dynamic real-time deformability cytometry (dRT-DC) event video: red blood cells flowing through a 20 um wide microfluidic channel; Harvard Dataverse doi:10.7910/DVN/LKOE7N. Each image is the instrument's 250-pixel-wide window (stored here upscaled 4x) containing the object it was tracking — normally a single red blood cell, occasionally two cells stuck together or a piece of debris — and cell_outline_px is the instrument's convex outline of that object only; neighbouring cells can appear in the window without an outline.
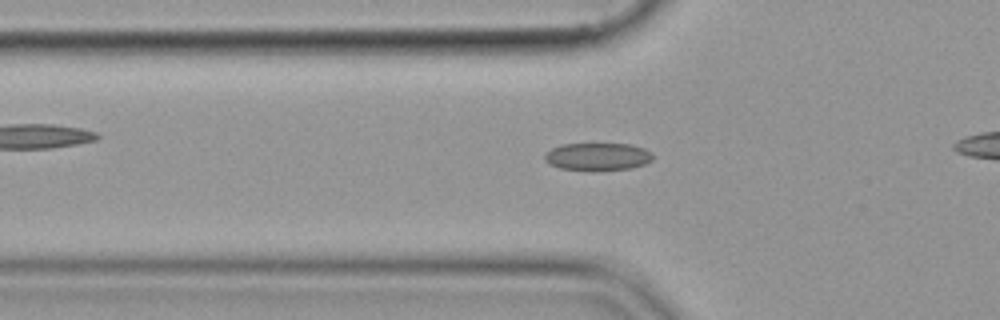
{"species": "common noctule bat (a hibernating species)", "species_latin": "Nyctalus noctula", "temperature_condition": "cold", "stored_images_in_passage": 47, "camera_frame_rate_fps": 3000, "um_per_image_px": 0.085, "animal": {"sex": "female", "body_mass_g": 19.9}, "frame": {"image": 1, "passage_image": 18, "time_ms": 5.667, "image_size_px": [1000, 320], "cell_outline_px": [[652, 160], [644, 164], [632, 168], [560, 168], [548, 164], [544, 160], [544, 156], [552, 148], [560, 144], [628, 144], [644, 148], [652, 152]], "centroid_in_image_um": [50.8, 13.27], "position_along_channel_um": 75.0, "area_um2": 16.7}}
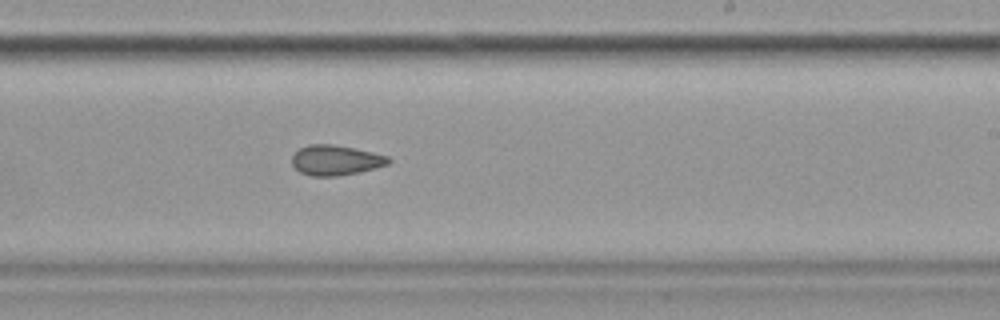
{"frame": {"image": 2, "passage_image": 33, "time_ms": 10.667, "image_size_px": [1000, 320], "cell_outline_px": [[392, 160], [388, 164], [376, 168], [360, 172], [340, 176], [312, 176], [300, 172], [292, 164], [292, 156], [300, 148], [308, 144], [332, 144], [372, 152], [388, 156]], "centroid_in_image_um": [28.54, 13.62], "position_along_channel_um": 260.5, "area_um2": 16.94}}
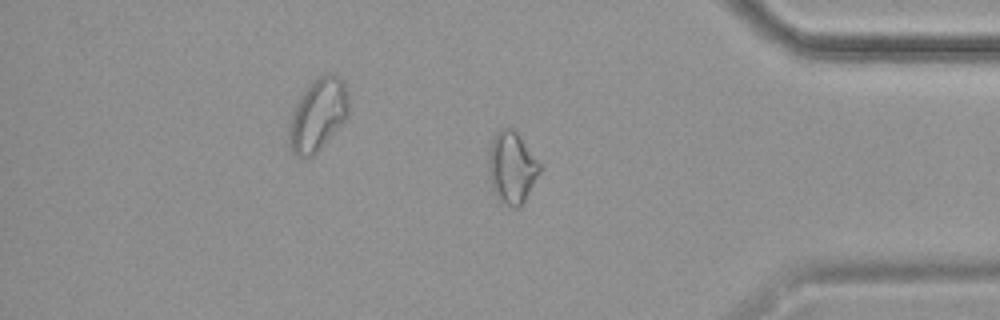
{"frame": {"image": 3, "passage_image": 45, "time_ms": 14.667, "image_size_px": [1000, 320], "cell_outline_px": [[540, 172], [520, 208], [512, 208], [500, 200], [492, 192], [488, 172], [488, 148], [492, 136], [496, 132], [504, 128], [512, 128], [516, 132], [540, 164]], "centroid_in_image_um": [43.45, 14.26], "position_along_channel_um": 391.7, "area_um2": 21.44}}